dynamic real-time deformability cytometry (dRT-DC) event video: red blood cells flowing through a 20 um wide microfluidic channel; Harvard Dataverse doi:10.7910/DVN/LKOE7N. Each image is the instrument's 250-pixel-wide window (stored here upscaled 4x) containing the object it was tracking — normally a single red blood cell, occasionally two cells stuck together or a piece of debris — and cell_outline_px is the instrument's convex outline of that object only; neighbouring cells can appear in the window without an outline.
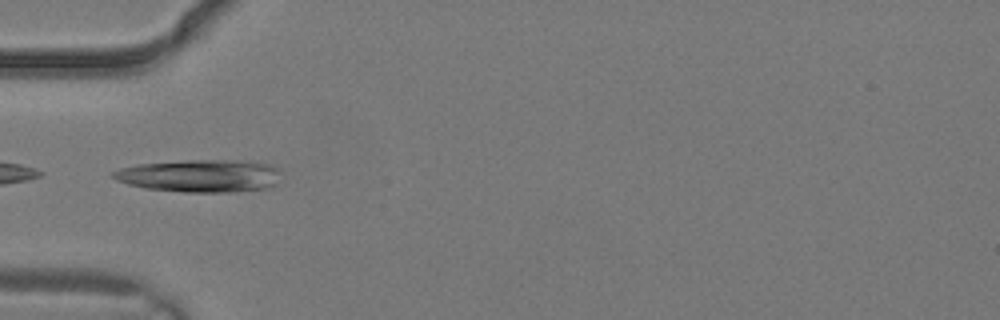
{"species": "common noctule bat (a hibernating species)", "species_latin": "Nyctalus noctula", "temperature_condition": "warm", "stored_images_in_passage": 1, "camera_frame_rate_fps": 3000, "um_per_image_px": 0.085, "animal": {"sex": "male", "body_mass_g": 19.2, "forearm_length_mm": 51.8}, "frame": {"image": 1, "passage_image": 1, "time_ms": 0.0, "image_size_px": [1000, 320], "cell_outline_px": [[280, 168], [276, 184], [272, 188], [232, 192], [184, 192], [144, 188], [128, 184], [116, 180], [112, 176], [112, 172], [120, 168], [136, 164], [184, 160], [256, 160], [272, 164]], "centroid_in_image_um": [17.06, 14.93], "position_along_channel_um": 67.9, "area_um2": 32.54}}